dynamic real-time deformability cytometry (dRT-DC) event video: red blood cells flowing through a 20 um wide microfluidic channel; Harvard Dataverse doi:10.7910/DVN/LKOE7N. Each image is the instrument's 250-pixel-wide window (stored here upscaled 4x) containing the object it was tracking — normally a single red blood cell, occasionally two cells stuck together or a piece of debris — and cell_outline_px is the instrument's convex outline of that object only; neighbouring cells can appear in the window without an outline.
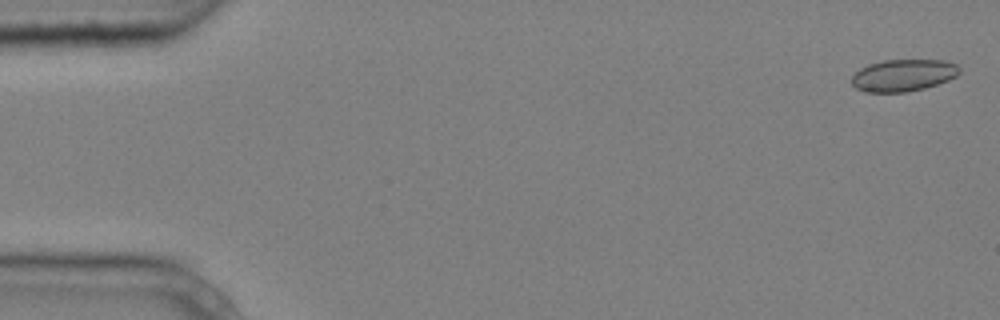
{"species": "common noctule bat (a hibernating species)", "species_latin": "Nyctalus noctula", "temperature_condition": "cold", "stored_images_in_passage": 4, "camera_frame_rate_fps": 3000, "um_per_image_px": 0.085, "animal": {"sex": "male", "body_mass_g": 20.4}, "frame": {"image": 1, "passage_image": 1, "time_ms": 0.0, "image_size_px": [1000, 320], "cell_outline_px": [[960, 72], [956, 76], [948, 80], [924, 88], [908, 92], [864, 92], [856, 88], [852, 84], [852, 76], [860, 68], [868, 64], [884, 60], [944, 60], [956, 64], [960, 68]], "centroid_in_image_um": [76.77, 6.4], "position_along_channel_um": 8.2, "area_um2": 20.11}}
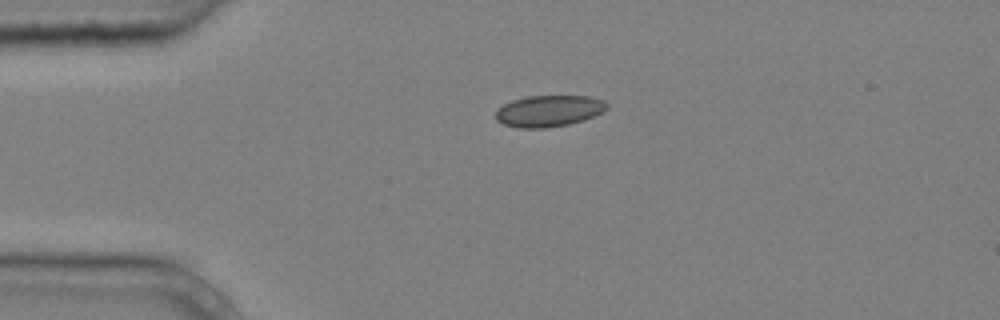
{"frame": {"image": 2, "passage_image": 3, "time_ms": 0.667, "image_size_px": [1000, 320], "cell_outline_px": [[608, 108], [604, 112], [568, 124], [544, 128], [520, 128], [504, 124], [496, 120], [496, 108], [512, 100], [528, 96], [588, 96], [604, 100], [608, 104]], "centroid_in_image_um": [46.64, 9.42], "position_along_channel_um": 38.4, "area_um2": 20.29}}